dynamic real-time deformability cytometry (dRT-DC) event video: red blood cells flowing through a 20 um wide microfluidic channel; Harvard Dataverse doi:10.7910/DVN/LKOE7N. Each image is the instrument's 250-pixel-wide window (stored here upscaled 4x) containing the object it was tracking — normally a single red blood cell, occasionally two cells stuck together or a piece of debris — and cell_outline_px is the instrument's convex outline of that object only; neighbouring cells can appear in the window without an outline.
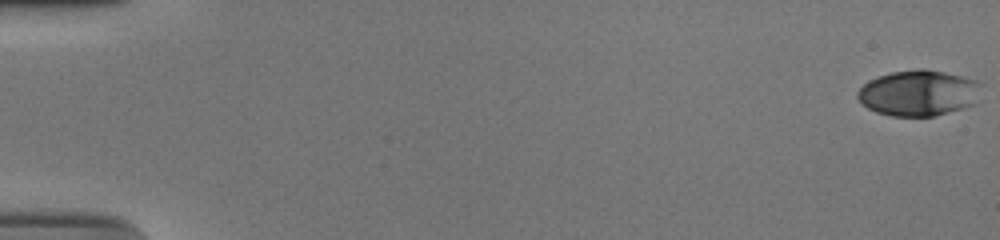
{"species": "human", "species_latin": "Homo sapiens", "temperature_condition": "cold", "stored_images_in_passage": 56, "camera_frame_rate_fps": 3000, "um_per_image_px": 0.085, "donor": {"sex": "male"}, "frame": {"image": 1, "passage_image": 1, "time_ms": 0.0, "image_size_px": [1000, 240], "cell_outline_px": [[984, 84], [976, 104], [936, 116], [892, 116], [876, 112], [868, 108], [856, 96], [856, 92], [868, 80], [892, 72], [920, 68], [924, 68], [944, 72], [980, 80]], "centroid_in_image_um": [78.15, 7.9], "position_along_channel_um": 6.9, "area_um2": 33.47}}
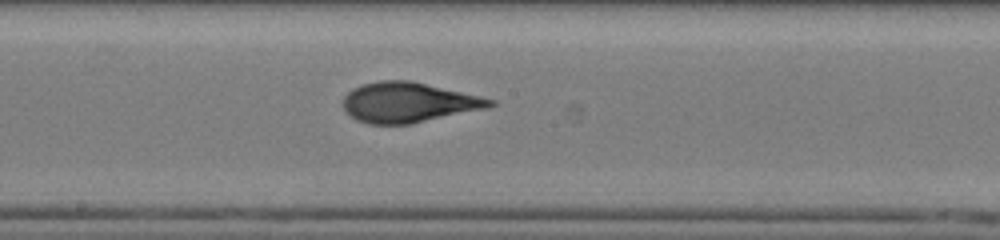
{"frame": {"image": 2, "passage_image": 32, "time_ms": 10.333, "image_size_px": [1000, 240], "cell_outline_px": [[496, 104], [488, 108], [412, 124], [368, 124], [356, 120], [344, 108], [344, 96], [352, 88], [364, 84], [380, 80], [412, 80], [480, 96], [496, 100]], "centroid_in_image_um": [34.75, 8.7], "position_along_channel_um": 213.5, "area_um2": 34.39}}
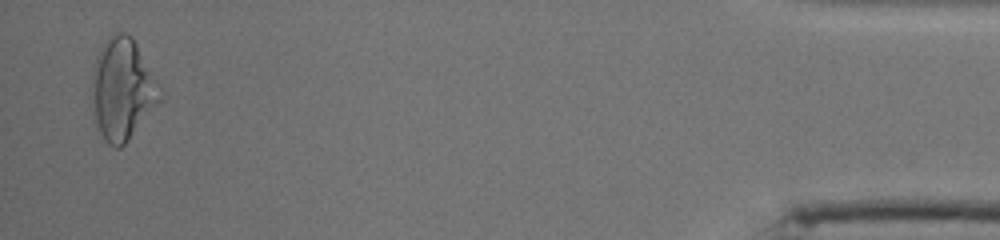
{"frame": {"image": 3, "passage_image": 55, "time_ms": 18.0, "image_size_px": [1000, 240], "cell_outline_px": [[164, 96], [124, 144], [120, 148], [116, 148], [108, 144], [100, 132], [96, 124], [92, 96], [92, 72], [96, 56], [104, 40], [112, 32], [124, 32], [132, 36], [164, 92]], "centroid_in_image_um": [10.41, 7.54], "position_along_channel_um": 424.8, "area_um2": 40.23}, "authors_computed_cell_mechanics": {"area_um2": 34.1598, "velocity_mm_per_s": 3.7536, "shape_relaxation_time_tau1_ms": 7.6796, "shape_relaxation_time_tau2_ms": 1.038, "deformation_change_tau1": 0.243, "deformation_change_tau2": 0.0719}}